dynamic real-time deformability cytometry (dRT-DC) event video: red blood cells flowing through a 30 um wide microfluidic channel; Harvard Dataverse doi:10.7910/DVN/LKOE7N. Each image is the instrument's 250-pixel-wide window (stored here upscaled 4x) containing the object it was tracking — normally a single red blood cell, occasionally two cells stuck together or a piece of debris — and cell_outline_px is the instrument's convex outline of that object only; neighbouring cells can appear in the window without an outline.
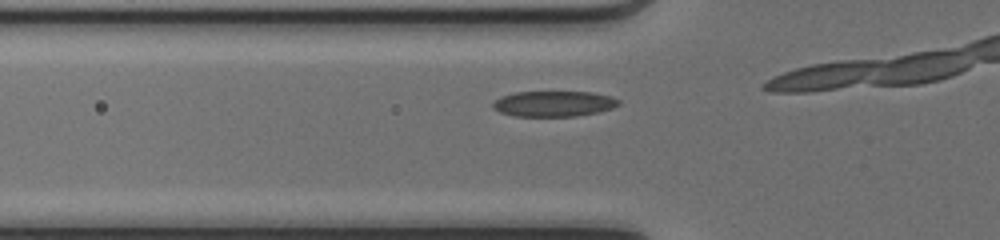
{"species": "common noctule bat (a hibernating species)", "species_latin": "Nyctalus noctula", "temperature_condition": "cold", "stored_images_in_passage": 7, "camera_frame_rate_fps": 3000, "um_per_image_px": 0.085, "animal": {"sex": "female", "body_mass_g": 17.0, "forearm_length_mm": 48.0}, "frame": {"image": 1, "passage_image": 3, "time_ms": 0.667, "image_size_px": [1000, 240], "cell_outline_px": [[620, 104], [612, 108], [596, 112], [576, 116], [516, 116], [500, 112], [492, 108], [492, 104], [500, 96], [516, 92], [592, 92], [612, 96], [620, 100]], "centroid_in_image_um": [47.07, 8.81], "position_along_channel_um": 78.7, "area_um2": 18.73}}